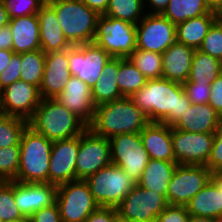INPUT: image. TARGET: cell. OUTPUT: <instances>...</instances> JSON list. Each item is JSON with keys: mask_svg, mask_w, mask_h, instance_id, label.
<instances>
[{"mask_svg": "<svg viewBox=\"0 0 222 222\" xmlns=\"http://www.w3.org/2000/svg\"><path fill=\"white\" fill-rule=\"evenodd\" d=\"M130 99L146 112L151 122L173 126L191 102L180 83L165 78L149 79Z\"/></svg>", "mask_w": 222, "mask_h": 222, "instance_id": "cell-1", "label": "cell"}, {"mask_svg": "<svg viewBox=\"0 0 222 222\" xmlns=\"http://www.w3.org/2000/svg\"><path fill=\"white\" fill-rule=\"evenodd\" d=\"M150 123L146 112L130 97H122L97 105L88 128L96 135L110 139L119 134L140 133Z\"/></svg>", "mask_w": 222, "mask_h": 222, "instance_id": "cell-2", "label": "cell"}, {"mask_svg": "<svg viewBox=\"0 0 222 222\" xmlns=\"http://www.w3.org/2000/svg\"><path fill=\"white\" fill-rule=\"evenodd\" d=\"M28 126L50 141L81 135L88 126L55 98L41 99Z\"/></svg>", "mask_w": 222, "mask_h": 222, "instance_id": "cell-3", "label": "cell"}, {"mask_svg": "<svg viewBox=\"0 0 222 222\" xmlns=\"http://www.w3.org/2000/svg\"><path fill=\"white\" fill-rule=\"evenodd\" d=\"M65 38L72 46L94 42L99 14L81 0H50Z\"/></svg>", "mask_w": 222, "mask_h": 222, "instance_id": "cell-4", "label": "cell"}, {"mask_svg": "<svg viewBox=\"0 0 222 222\" xmlns=\"http://www.w3.org/2000/svg\"><path fill=\"white\" fill-rule=\"evenodd\" d=\"M17 177L21 183H48L49 161L53 141L27 126L20 141Z\"/></svg>", "mask_w": 222, "mask_h": 222, "instance_id": "cell-5", "label": "cell"}, {"mask_svg": "<svg viewBox=\"0 0 222 222\" xmlns=\"http://www.w3.org/2000/svg\"><path fill=\"white\" fill-rule=\"evenodd\" d=\"M99 206L116 208L135 184L120 167L110 164L85 179Z\"/></svg>", "mask_w": 222, "mask_h": 222, "instance_id": "cell-6", "label": "cell"}, {"mask_svg": "<svg viewBox=\"0 0 222 222\" xmlns=\"http://www.w3.org/2000/svg\"><path fill=\"white\" fill-rule=\"evenodd\" d=\"M136 25L100 15L94 43L111 57L128 58L136 49Z\"/></svg>", "mask_w": 222, "mask_h": 222, "instance_id": "cell-7", "label": "cell"}, {"mask_svg": "<svg viewBox=\"0 0 222 222\" xmlns=\"http://www.w3.org/2000/svg\"><path fill=\"white\" fill-rule=\"evenodd\" d=\"M56 203L62 222H85L99 207L85 180H75L57 186Z\"/></svg>", "mask_w": 222, "mask_h": 222, "instance_id": "cell-8", "label": "cell"}, {"mask_svg": "<svg viewBox=\"0 0 222 222\" xmlns=\"http://www.w3.org/2000/svg\"><path fill=\"white\" fill-rule=\"evenodd\" d=\"M109 141L112 164L124 170L137 184L150 159L140 133L115 135Z\"/></svg>", "mask_w": 222, "mask_h": 222, "instance_id": "cell-9", "label": "cell"}, {"mask_svg": "<svg viewBox=\"0 0 222 222\" xmlns=\"http://www.w3.org/2000/svg\"><path fill=\"white\" fill-rule=\"evenodd\" d=\"M168 205L166 195L135 184L116 210L118 214L132 222H156L158 215Z\"/></svg>", "mask_w": 222, "mask_h": 222, "instance_id": "cell-10", "label": "cell"}, {"mask_svg": "<svg viewBox=\"0 0 222 222\" xmlns=\"http://www.w3.org/2000/svg\"><path fill=\"white\" fill-rule=\"evenodd\" d=\"M211 174L204 165L178 164L167 188L169 205L185 206L211 180Z\"/></svg>", "mask_w": 222, "mask_h": 222, "instance_id": "cell-11", "label": "cell"}, {"mask_svg": "<svg viewBox=\"0 0 222 222\" xmlns=\"http://www.w3.org/2000/svg\"><path fill=\"white\" fill-rule=\"evenodd\" d=\"M112 163L109 139L96 135L87 128L79 135L76 159V180H85L99 169Z\"/></svg>", "mask_w": 222, "mask_h": 222, "instance_id": "cell-12", "label": "cell"}, {"mask_svg": "<svg viewBox=\"0 0 222 222\" xmlns=\"http://www.w3.org/2000/svg\"><path fill=\"white\" fill-rule=\"evenodd\" d=\"M171 139L176 163L207 165L212 151L214 133L187 132L171 126Z\"/></svg>", "mask_w": 222, "mask_h": 222, "instance_id": "cell-13", "label": "cell"}, {"mask_svg": "<svg viewBox=\"0 0 222 222\" xmlns=\"http://www.w3.org/2000/svg\"><path fill=\"white\" fill-rule=\"evenodd\" d=\"M111 56L94 42L68 49L69 71L90 87L97 83Z\"/></svg>", "mask_w": 222, "mask_h": 222, "instance_id": "cell-14", "label": "cell"}, {"mask_svg": "<svg viewBox=\"0 0 222 222\" xmlns=\"http://www.w3.org/2000/svg\"><path fill=\"white\" fill-rule=\"evenodd\" d=\"M136 49L162 54L176 42V25L159 14H146L136 24Z\"/></svg>", "mask_w": 222, "mask_h": 222, "instance_id": "cell-15", "label": "cell"}, {"mask_svg": "<svg viewBox=\"0 0 222 222\" xmlns=\"http://www.w3.org/2000/svg\"><path fill=\"white\" fill-rule=\"evenodd\" d=\"M2 110L5 115L29 120L38 107L39 89L23 80H18L0 90Z\"/></svg>", "mask_w": 222, "mask_h": 222, "instance_id": "cell-16", "label": "cell"}, {"mask_svg": "<svg viewBox=\"0 0 222 222\" xmlns=\"http://www.w3.org/2000/svg\"><path fill=\"white\" fill-rule=\"evenodd\" d=\"M79 136L53 141L48 172V183L56 186L76 180V159Z\"/></svg>", "mask_w": 222, "mask_h": 222, "instance_id": "cell-17", "label": "cell"}, {"mask_svg": "<svg viewBox=\"0 0 222 222\" xmlns=\"http://www.w3.org/2000/svg\"><path fill=\"white\" fill-rule=\"evenodd\" d=\"M57 186L51 183L14 181V200L22 215L30 218L36 211L56 202Z\"/></svg>", "mask_w": 222, "mask_h": 222, "instance_id": "cell-18", "label": "cell"}, {"mask_svg": "<svg viewBox=\"0 0 222 222\" xmlns=\"http://www.w3.org/2000/svg\"><path fill=\"white\" fill-rule=\"evenodd\" d=\"M68 49L46 54L39 93L41 99L56 98L71 78Z\"/></svg>", "mask_w": 222, "mask_h": 222, "instance_id": "cell-19", "label": "cell"}, {"mask_svg": "<svg viewBox=\"0 0 222 222\" xmlns=\"http://www.w3.org/2000/svg\"><path fill=\"white\" fill-rule=\"evenodd\" d=\"M87 126L93 119L94 104L91 87L76 76H71L63 91L55 98Z\"/></svg>", "mask_w": 222, "mask_h": 222, "instance_id": "cell-20", "label": "cell"}, {"mask_svg": "<svg viewBox=\"0 0 222 222\" xmlns=\"http://www.w3.org/2000/svg\"><path fill=\"white\" fill-rule=\"evenodd\" d=\"M196 49L185 44L173 43L162 53V77L180 84L185 83L191 72Z\"/></svg>", "mask_w": 222, "mask_h": 222, "instance_id": "cell-21", "label": "cell"}, {"mask_svg": "<svg viewBox=\"0 0 222 222\" xmlns=\"http://www.w3.org/2000/svg\"><path fill=\"white\" fill-rule=\"evenodd\" d=\"M40 27L41 50L47 54L69 49L72 45L67 41L61 29L54 9L44 3L37 14Z\"/></svg>", "mask_w": 222, "mask_h": 222, "instance_id": "cell-22", "label": "cell"}, {"mask_svg": "<svg viewBox=\"0 0 222 222\" xmlns=\"http://www.w3.org/2000/svg\"><path fill=\"white\" fill-rule=\"evenodd\" d=\"M140 136L150 159L176 161L173 154L171 126L151 122L140 132Z\"/></svg>", "mask_w": 222, "mask_h": 222, "instance_id": "cell-23", "label": "cell"}, {"mask_svg": "<svg viewBox=\"0 0 222 222\" xmlns=\"http://www.w3.org/2000/svg\"><path fill=\"white\" fill-rule=\"evenodd\" d=\"M221 117L209 103L190 104L172 127L187 132L214 133Z\"/></svg>", "mask_w": 222, "mask_h": 222, "instance_id": "cell-24", "label": "cell"}, {"mask_svg": "<svg viewBox=\"0 0 222 222\" xmlns=\"http://www.w3.org/2000/svg\"><path fill=\"white\" fill-rule=\"evenodd\" d=\"M12 36V51L25 53L41 49L40 27L37 15L15 17L8 23Z\"/></svg>", "mask_w": 222, "mask_h": 222, "instance_id": "cell-25", "label": "cell"}, {"mask_svg": "<svg viewBox=\"0 0 222 222\" xmlns=\"http://www.w3.org/2000/svg\"><path fill=\"white\" fill-rule=\"evenodd\" d=\"M188 213L194 216L216 219L222 216V188L211 181L185 205Z\"/></svg>", "mask_w": 222, "mask_h": 222, "instance_id": "cell-26", "label": "cell"}, {"mask_svg": "<svg viewBox=\"0 0 222 222\" xmlns=\"http://www.w3.org/2000/svg\"><path fill=\"white\" fill-rule=\"evenodd\" d=\"M118 72L119 57H111L104 66L103 73L97 83L91 86L92 97L96 106L123 97L117 83Z\"/></svg>", "mask_w": 222, "mask_h": 222, "instance_id": "cell-27", "label": "cell"}, {"mask_svg": "<svg viewBox=\"0 0 222 222\" xmlns=\"http://www.w3.org/2000/svg\"><path fill=\"white\" fill-rule=\"evenodd\" d=\"M177 165L176 161L149 159L137 184L145 189L166 195L169 182Z\"/></svg>", "mask_w": 222, "mask_h": 222, "instance_id": "cell-28", "label": "cell"}, {"mask_svg": "<svg viewBox=\"0 0 222 222\" xmlns=\"http://www.w3.org/2000/svg\"><path fill=\"white\" fill-rule=\"evenodd\" d=\"M216 20L215 14H204L176 25V41L199 49L209 28Z\"/></svg>", "mask_w": 222, "mask_h": 222, "instance_id": "cell-29", "label": "cell"}, {"mask_svg": "<svg viewBox=\"0 0 222 222\" xmlns=\"http://www.w3.org/2000/svg\"><path fill=\"white\" fill-rule=\"evenodd\" d=\"M222 73V61L196 49L191 72L185 83L211 84Z\"/></svg>", "mask_w": 222, "mask_h": 222, "instance_id": "cell-30", "label": "cell"}, {"mask_svg": "<svg viewBox=\"0 0 222 222\" xmlns=\"http://www.w3.org/2000/svg\"><path fill=\"white\" fill-rule=\"evenodd\" d=\"M204 14H215L210 10L205 0H170L161 15L178 25Z\"/></svg>", "mask_w": 222, "mask_h": 222, "instance_id": "cell-31", "label": "cell"}, {"mask_svg": "<svg viewBox=\"0 0 222 222\" xmlns=\"http://www.w3.org/2000/svg\"><path fill=\"white\" fill-rule=\"evenodd\" d=\"M147 78L128 58L119 57L117 83L123 97H131L146 85Z\"/></svg>", "mask_w": 222, "mask_h": 222, "instance_id": "cell-32", "label": "cell"}, {"mask_svg": "<svg viewBox=\"0 0 222 222\" xmlns=\"http://www.w3.org/2000/svg\"><path fill=\"white\" fill-rule=\"evenodd\" d=\"M146 14L144 0H109L103 15L136 25Z\"/></svg>", "mask_w": 222, "mask_h": 222, "instance_id": "cell-33", "label": "cell"}, {"mask_svg": "<svg viewBox=\"0 0 222 222\" xmlns=\"http://www.w3.org/2000/svg\"><path fill=\"white\" fill-rule=\"evenodd\" d=\"M20 57V80L32 84L39 89L43 78L46 54L41 49H39L20 53Z\"/></svg>", "mask_w": 222, "mask_h": 222, "instance_id": "cell-34", "label": "cell"}, {"mask_svg": "<svg viewBox=\"0 0 222 222\" xmlns=\"http://www.w3.org/2000/svg\"><path fill=\"white\" fill-rule=\"evenodd\" d=\"M128 59L147 78V80L162 78V54L135 49Z\"/></svg>", "mask_w": 222, "mask_h": 222, "instance_id": "cell-35", "label": "cell"}, {"mask_svg": "<svg viewBox=\"0 0 222 222\" xmlns=\"http://www.w3.org/2000/svg\"><path fill=\"white\" fill-rule=\"evenodd\" d=\"M28 120L17 116L0 117V148L19 145Z\"/></svg>", "mask_w": 222, "mask_h": 222, "instance_id": "cell-36", "label": "cell"}, {"mask_svg": "<svg viewBox=\"0 0 222 222\" xmlns=\"http://www.w3.org/2000/svg\"><path fill=\"white\" fill-rule=\"evenodd\" d=\"M25 218L14 200V181H0V221Z\"/></svg>", "mask_w": 222, "mask_h": 222, "instance_id": "cell-37", "label": "cell"}, {"mask_svg": "<svg viewBox=\"0 0 222 222\" xmlns=\"http://www.w3.org/2000/svg\"><path fill=\"white\" fill-rule=\"evenodd\" d=\"M20 146L0 148V181H14L17 177Z\"/></svg>", "mask_w": 222, "mask_h": 222, "instance_id": "cell-38", "label": "cell"}, {"mask_svg": "<svg viewBox=\"0 0 222 222\" xmlns=\"http://www.w3.org/2000/svg\"><path fill=\"white\" fill-rule=\"evenodd\" d=\"M198 50L222 61V21L212 24Z\"/></svg>", "mask_w": 222, "mask_h": 222, "instance_id": "cell-39", "label": "cell"}, {"mask_svg": "<svg viewBox=\"0 0 222 222\" xmlns=\"http://www.w3.org/2000/svg\"><path fill=\"white\" fill-rule=\"evenodd\" d=\"M43 4L41 0H3L9 19L37 15Z\"/></svg>", "mask_w": 222, "mask_h": 222, "instance_id": "cell-40", "label": "cell"}, {"mask_svg": "<svg viewBox=\"0 0 222 222\" xmlns=\"http://www.w3.org/2000/svg\"><path fill=\"white\" fill-rule=\"evenodd\" d=\"M183 89L191 104L209 103L211 84L205 83H183Z\"/></svg>", "mask_w": 222, "mask_h": 222, "instance_id": "cell-41", "label": "cell"}, {"mask_svg": "<svg viewBox=\"0 0 222 222\" xmlns=\"http://www.w3.org/2000/svg\"><path fill=\"white\" fill-rule=\"evenodd\" d=\"M206 166L212 173L222 171V117L214 132L212 151Z\"/></svg>", "mask_w": 222, "mask_h": 222, "instance_id": "cell-42", "label": "cell"}, {"mask_svg": "<svg viewBox=\"0 0 222 222\" xmlns=\"http://www.w3.org/2000/svg\"><path fill=\"white\" fill-rule=\"evenodd\" d=\"M20 76H21V57L20 54L14 53L10 60V64L0 74V90L20 80Z\"/></svg>", "mask_w": 222, "mask_h": 222, "instance_id": "cell-43", "label": "cell"}, {"mask_svg": "<svg viewBox=\"0 0 222 222\" xmlns=\"http://www.w3.org/2000/svg\"><path fill=\"white\" fill-rule=\"evenodd\" d=\"M189 217L185 206L168 205L158 215L156 222H189Z\"/></svg>", "mask_w": 222, "mask_h": 222, "instance_id": "cell-44", "label": "cell"}, {"mask_svg": "<svg viewBox=\"0 0 222 222\" xmlns=\"http://www.w3.org/2000/svg\"><path fill=\"white\" fill-rule=\"evenodd\" d=\"M30 222H62L57 203L43 207L36 211L30 218Z\"/></svg>", "mask_w": 222, "mask_h": 222, "instance_id": "cell-45", "label": "cell"}, {"mask_svg": "<svg viewBox=\"0 0 222 222\" xmlns=\"http://www.w3.org/2000/svg\"><path fill=\"white\" fill-rule=\"evenodd\" d=\"M117 213L114 207L99 206L86 218L85 222H114Z\"/></svg>", "mask_w": 222, "mask_h": 222, "instance_id": "cell-46", "label": "cell"}, {"mask_svg": "<svg viewBox=\"0 0 222 222\" xmlns=\"http://www.w3.org/2000/svg\"><path fill=\"white\" fill-rule=\"evenodd\" d=\"M209 104L222 116V73L211 83Z\"/></svg>", "mask_w": 222, "mask_h": 222, "instance_id": "cell-47", "label": "cell"}, {"mask_svg": "<svg viewBox=\"0 0 222 222\" xmlns=\"http://www.w3.org/2000/svg\"><path fill=\"white\" fill-rule=\"evenodd\" d=\"M170 0H144L145 10L147 14H159L161 15Z\"/></svg>", "mask_w": 222, "mask_h": 222, "instance_id": "cell-48", "label": "cell"}, {"mask_svg": "<svg viewBox=\"0 0 222 222\" xmlns=\"http://www.w3.org/2000/svg\"><path fill=\"white\" fill-rule=\"evenodd\" d=\"M13 36L9 25L0 28V50H12Z\"/></svg>", "mask_w": 222, "mask_h": 222, "instance_id": "cell-49", "label": "cell"}, {"mask_svg": "<svg viewBox=\"0 0 222 222\" xmlns=\"http://www.w3.org/2000/svg\"><path fill=\"white\" fill-rule=\"evenodd\" d=\"M90 9L96 11L99 15H103L108 7L109 0H81Z\"/></svg>", "mask_w": 222, "mask_h": 222, "instance_id": "cell-50", "label": "cell"}, {"mask_svg": "<svg viewBox=\"0 0 222 222\" xmlns=\"http://www.w3.org/2000/svg\"><path fill=\"white\" fill-rule=\"evenodd\" d=\"M14 52L12 50L1 49L0 50V74L10 64V60Z\"/></svg>", "mask_w": 222, "mask_h": 222, "instance_id": "cell-51", "label": "cell"}, {"mask_svg": "<svg viewBox=\"0 0 222 222\" xmlns=\"http://www.w3.org/2000/svg\"><path fill=\"white\" fill-rule=\"evenodd\" d=\"M9 17L6 12V9L4 8L3 3L0 4V28L7 26L9 23Z\"/></svg>", "mask_w": 222, "mask_h": 222, "instance_id": "cell-52", "label": "cell"}, {"mask_svg": "<svg viewBox=\"0 0 222 222\" xmlns=\"http://www.w3.org/2000/svg\"><path fill=\"white\" fill-rule=\"evenodd\" d=\"M217 188H222V171H216L211 174L210 180Z\"/></svg>", "mask_w": 222, "mask_h": 222, "instance_id": "cell-53", "label": "cell"}, {"mask_svg": "<svg viewBox=\"0 0 222 222\" xmlns=\"http://www.w3.org/2000/svg\"><path fill=\"white\" fill-rule=\"evenodd\" d=\"M211 11L215 12L222 4V0H205Z\"/></svg>", "mask_w": 222, "mask_h": 222, "instance_id": "cell-54", "label": "cell"}, {"mask_svg": "<svg viewBox=\"0 0 222 222\" xmlns=\"http://www.w3.org/2000/svg\"><path fill=\"white\" fill-rule=\"evenodd\" d=\"M189 222H214L213 218L190 215Z\"/></svg>", "mask_w": 222, "mask_h": 222, "instance_id": "cell-55", "label": "cell"}, {"mask_svg": "<svg viewBox=\"0 0 222 222\" xmlns=\"http://www.w3.org/2000/svg\"><path fill=\"white\" fill-rule=\"evenodd\" d=\"M114 222H132L127 218L122 217L120 214H116L115 218H114Z\"/></svg>", "mask_w": 222, "mask_h": 222, "instance_id": "cell-56", "label": "cell"}, {"mask_svg": "<svg viewBox=\"0 0 222 222\" xmlns=\"http://www.w3.org/2000/svg\"><path fill=\"white\" fill-rule=\"evenodd\" d=\"M216 19L218 21H222V4L219 6V8L214 12Z\"/></svg>", "mask_w": 222, "mask_h": 222, "instance_id": "cell-57", "label": "cell"}, {"mask_svg": "<svg viewBox=\"0 0 222 222\" xmlns=\"http://www.w3.org/2000/svg\"><path fill=\"white\" fill-rule=\"evenodd\" d=\"M7 222H30L29 218H22V219H18V220H11V221H7Z\"/></svg>", "mask_w": 222, "mask_h": 222, "instance_id": "cell-58", "label": "cell"}, {"mask_svg": "<svg viewBox=\"0 0 222 222\" xmlns=\"http://www.w3.org/2000/svg\"><path fill=\"white\" fill-rule=\"evenodd\" d=\"M3 110H2V103H1V96H0V117L3 116Z\"/></svg>", "mask_w": 222, "mask_h": 222, "instance_id": "cell-59", "label": "cell"}, {"mask_svg": "<svg viewBox=\"0 0 222 222\" xmlns=\"http://www.w3.org/2000/svg\"><path fill=\"white\" fill-rule=\"evenodd\" d=\"M214 222H222V216H219L218 218L214 219Z\"/></svg>", "mask_w": 222, "mask_h": 222, "instance_id": "cell-60", "label": "cell"}, {"mask_svg": "<svg viewBox=\"0 0 222 222\" xmlns=\"http://www.w3.org/2000/svg\"><path fill=\"white\" fill-rule=\"evenodd\" d=\"M43 3H48L50 0H41Z\"/></svg>", "mask_w": 222, "mask_h": 222, "instance_id": "cell-61", "label": "cell"}]
</instances>
